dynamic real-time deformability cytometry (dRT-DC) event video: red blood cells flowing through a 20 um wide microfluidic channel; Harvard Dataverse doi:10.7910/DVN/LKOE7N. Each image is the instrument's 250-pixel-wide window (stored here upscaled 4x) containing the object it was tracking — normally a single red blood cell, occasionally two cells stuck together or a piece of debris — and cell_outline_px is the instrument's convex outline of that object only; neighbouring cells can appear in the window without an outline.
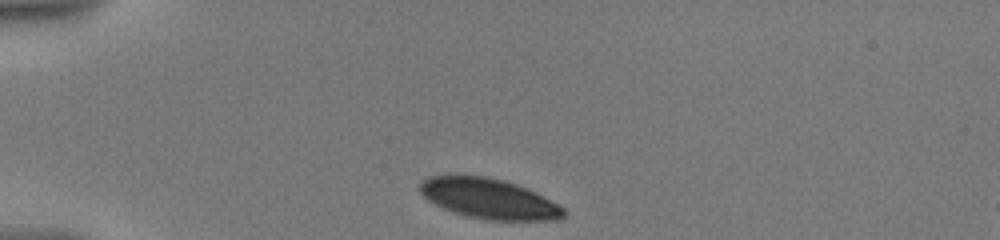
{"species": "human", "species_latin": "Homo sapiens", "temperature_condition": "warm", "stored_images_in_passage": 57, "camera_frame_rate_fps": 3000, "um_per_image_px": 0.085, "donor": {"sex": "male"}, "frame": {"image": 1, "passage_image": 1, "time_ms": 0.0, "image_size_px": [1000, 240], "cell_outline_px": [[564, 216], [560, 220], [484, 220], [464, 216], [452, 212], [428, 200], [420, 192], [420, 184], [428, 176], [484, 176], [504, 180], [516, 184], [564, 208]], "centroid_in_image_um": [41.52, 16.9], "position_along_channel_um": 43.5, "area_um2": 33.12}}
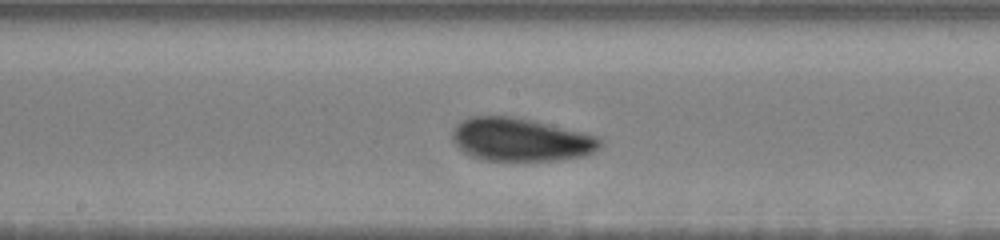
{"frame": {"image": 2, "passage_image": 20, "time_ms": 5.667, "image_size_px": [1000, 240], "cell_outline_px": [[604, 144], [600, 148], [584, 156], [560, 160], [520, 164], [512, 164], [480, 160], [468, 156], [460, 152], [452, 140], [452, 132], [456, 124], [468, 116], [504, 116], [532, 120], [596, 136]], "centroid_in_image_um": [44.18, 11.94], "position_along_channel_um": 204.0, "area_um2": 38.55}}
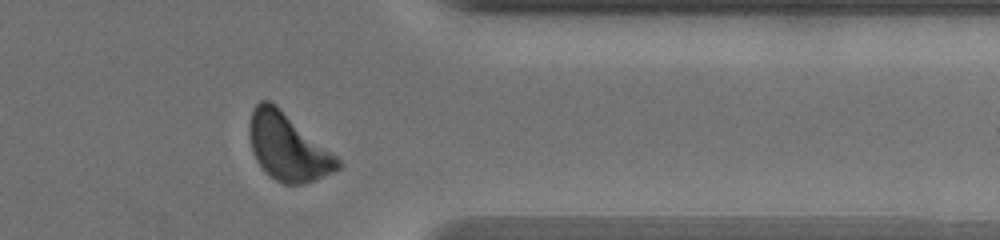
{"frame": {"image": 3, "passage_image": 47, "time_ms": 11.0, "image_size_px": [1000, 240], "cell_outline_px": [[340, 168], [316, 180], [304, 184], [284, 184], [276, 180], [256, 160], [252, 152], [248, 136], [248, 124], [252, 112], [256, 104], [260, 100], [272, 100], [336, 156], [340, 160]], "centroid_in_image_um": [24.43, 12.47], "position_along_channel_um": 387.0, "area_um2": 34.39}, "authors_computed_cell_mechanics": {"area_um2": 36.2984, "velocity_mm_per_s": 3.5416, "shape_relaxation_time_tau1_ms": 2.7704, "shape_relaxation_time_tau2_ms": 6.075, "deformation_change_tau1": 0.101, "deformation_change_tau2": 0.0842}}